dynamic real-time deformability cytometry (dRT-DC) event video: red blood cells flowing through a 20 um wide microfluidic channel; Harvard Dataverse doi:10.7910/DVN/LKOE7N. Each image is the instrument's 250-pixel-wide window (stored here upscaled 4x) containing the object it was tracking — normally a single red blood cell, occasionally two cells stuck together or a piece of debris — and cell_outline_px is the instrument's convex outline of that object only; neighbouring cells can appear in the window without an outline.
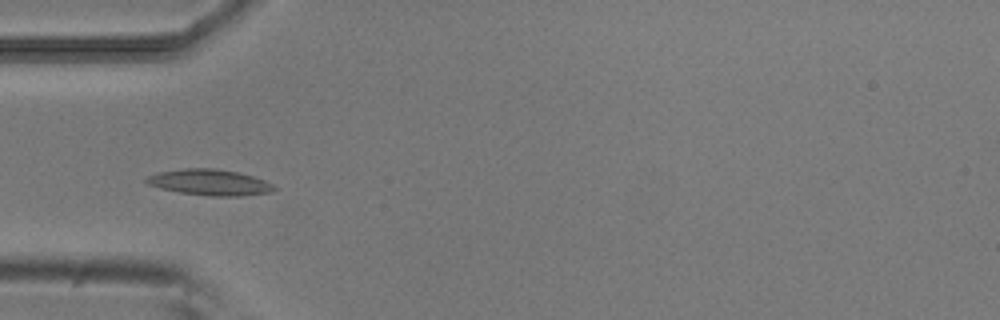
{"species": "common noctule bat (a hibernating species)", "species_latin": "Nyctalus noctula", "temperature_condition": "room temperature", "stored_images_in_passage": 39, "camera_frame_rate_fps": 3000, "um_per_image_px": 0.085, "animal": {"sex": "male", "body_mass_g": 20.5, "forearm_length_mm": 52.5}, "frame": {"image": 1, "passage_image": 3, "time_ms": 0.667, "image_size_px": [1000, 320], "cell_outline_px": [[280, 188], [272, 192], [240, 196], [208, 196], [180, 192], [160, 188], [148, 184], [144, 180], [148, 176], [160, 172], [184, 168], [216, 168], [236, 172], [252, 176], [264, 180]], "centroid_in_image_um": [17.86, 15.5], "position_along_channel_um": 67.1, "area_um2": 19.31}}
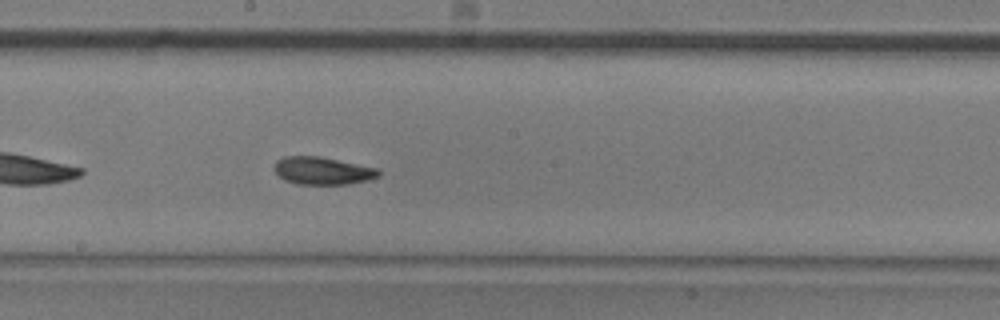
{"frame": {"image": 2, "passage_image": 15, "time_ms": 4.667, "image_size_px": [1000, 320], "cell_outline_px": [[380, 176], [368, 180], [348, 184], [296, 184], [284, 180], [272, 168], [276, 160], [284, 156], [320, 156], [376, 168], [380, 172]], "centroid_in_image_um": [27.38, 14.51], "position_along_channel_um": 220.8, "area_um2": 16.82}}
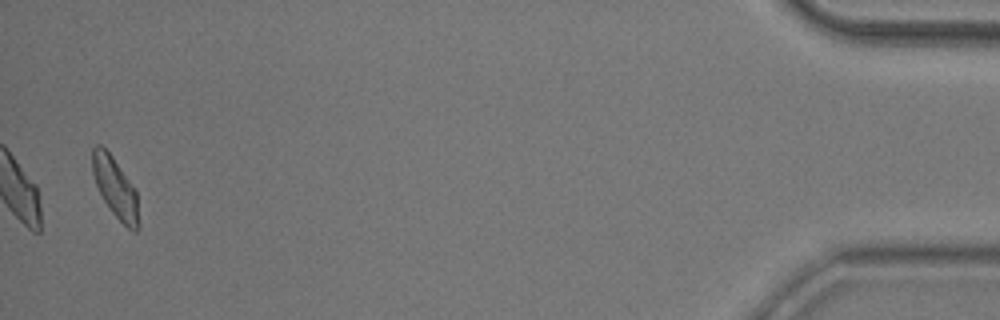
{"frame": {"image": 3, "passage_image": 38, "time_ms": 12.333, "image_size_px": [1000, 320], "cell_outline_px": [[140, 228], [136, 232], [132, 232], [112, 212], [104, 200], [96, 184], [92, 172], [92, 148], [96, 144], [100, 144], [112, 156], [136, 192], [140, 224]], "centroid_in_image_um": [9.81, 15.99], "position_along_channel_um": 425.4, "area_um2": 16.01}, "authors_computed_cell_mechanics": {"area_um2": 16.5886, "velocity_mm_per_s": 3.8149, "shape_relaxation_time_tau1_ms": 4.5324, "shape_relaxation_time_tau2_ms": 6.293, "deformation_change_tau1": 0.1242, "deformation_change_tau2": 0.1277}}